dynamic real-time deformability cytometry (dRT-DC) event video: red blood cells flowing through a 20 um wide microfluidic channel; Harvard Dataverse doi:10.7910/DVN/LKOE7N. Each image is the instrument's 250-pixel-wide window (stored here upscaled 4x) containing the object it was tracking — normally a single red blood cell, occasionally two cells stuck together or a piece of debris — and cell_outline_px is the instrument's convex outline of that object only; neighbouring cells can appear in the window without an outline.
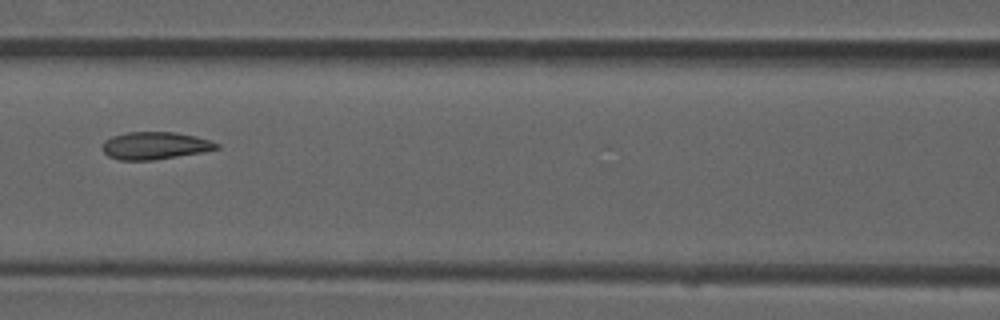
{"species": "common noctule bat (a hibernating species)", "species_latin": "Nyctalus noctula", "temperature_condition": "room temperature", "stored_images_in_passage": 4, "camera_frame_rate_fps": 3000, "um_per_image_px": 0.085, "animal": {"sex": "male", "forearm_length_mm": 52.5}, "frame": {"image": 1, "passage_image": 4, "time_ms": 1.0, "image_size_px": [1000, 320], "cell_outline_px": [[220, 148], [204, 152], [152, 160], [120, 160], [108, 156], [104, 152], [104, 140], [112, 136], [128, 132], [176, 132], [196, 136], [220, 144]], "centroid_in_image_um": [13.2, 12.37], "position_along_channel_um": 153.4, "area_um2": 18.21}}